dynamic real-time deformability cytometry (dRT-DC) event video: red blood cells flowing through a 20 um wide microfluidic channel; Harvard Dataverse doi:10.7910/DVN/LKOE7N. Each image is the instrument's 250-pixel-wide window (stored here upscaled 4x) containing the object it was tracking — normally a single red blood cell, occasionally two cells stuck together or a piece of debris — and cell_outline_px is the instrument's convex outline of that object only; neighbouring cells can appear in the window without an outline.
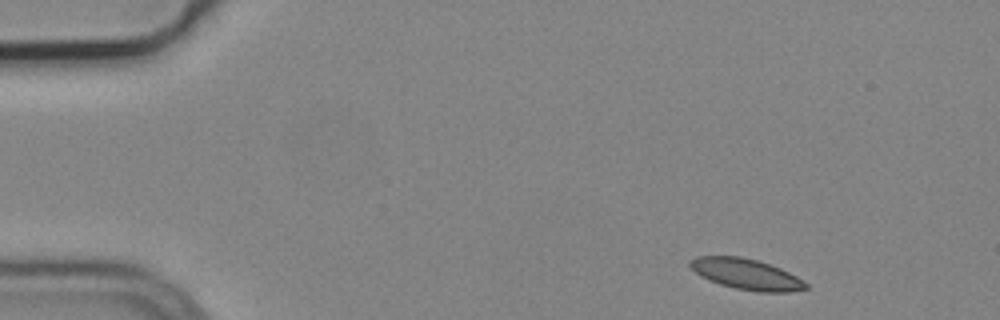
{"species": "common noctule bat (a hibernating species)", "species_latin": "Nyctalus noctula", "temperature_condition": "cold", "stored_images_in_passage": 4, "camera_frame_rate_fps": 3000, "um_per_image_px": 0.085, "animal": {"sex": "male", "body_mass_g": 19.2, "forearm_length_mm": 51.8}, "frame": {"image": 1, "passage_image": 1, "time_ms": 0.0, "image_size_px": [1000, 320], "cell_outline_px": [[808, 288], [788, 292], [760, 292], [736, 288], [720, 284], [708, 280], [700, 276], [688, 264], [688, 260], [696, 256], [740, 256], [756, 260], [780, 268], [804, 280], [808, 284]], "centroid_in_image_um": [63.42, 23.3], "position_along_channel_um": 21.6, "area_um2": 20.69}}